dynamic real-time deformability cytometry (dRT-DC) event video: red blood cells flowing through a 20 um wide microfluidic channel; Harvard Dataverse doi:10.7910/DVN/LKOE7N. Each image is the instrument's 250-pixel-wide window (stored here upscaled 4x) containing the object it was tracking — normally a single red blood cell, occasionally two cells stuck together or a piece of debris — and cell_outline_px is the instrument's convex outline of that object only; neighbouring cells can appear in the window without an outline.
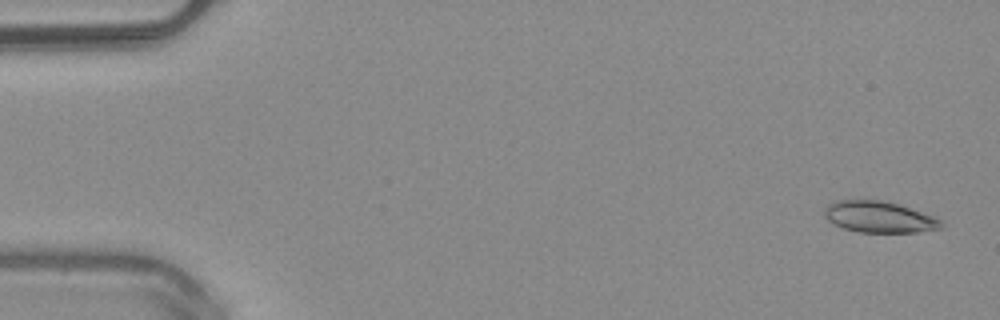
{"species": "common noctule bat (a hibernating species)", "species_latin": "Nyctalus noctula", "temperature_condition": "warm", "stored_images_in_passage": 50, "camera_frame_rate_fps": 3000, "um_per_image_px": 0.085, "animal": {"sex": "male", "body_mass_g": 20.4}, "frame": {"image": 1, "passage_image": 2, "time_ms": 0.333, "image_size_px": [1000, 320], "cell_outline_px": [[944, 228], [916, 232], [860, 232], [844, 228], [828, 220], [824, 216], [824, 208], [832, 200], [880, 200], [900, 204], [932, 216], [940, 220], [944, 224]], "centroid_in_image_um": [74.72, 18.43], "position_along_channel_um": 10.3, "area_um2": 21.27}}
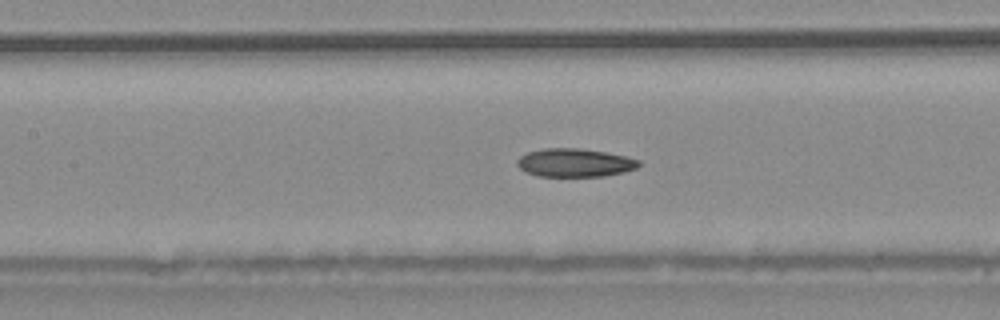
{"frame": {"image": 2, "passage_image": 23, "time_ms": 7.333, "image_size_px": [1000, 320], "cell_outline_px": [[640, 164], [636, 168], [624, 172], [604, 176], [536, 176], [524, 172], [516, 164], [516, 160], [520, 156], [528, 152], [544, 148], [580, 148], [604, 152], [624, 156], [640, 160]], "centroid_in_image_um": [48.81, 13.83], "position_along_channel_um": 158.6, "area_um2": 20.11}}
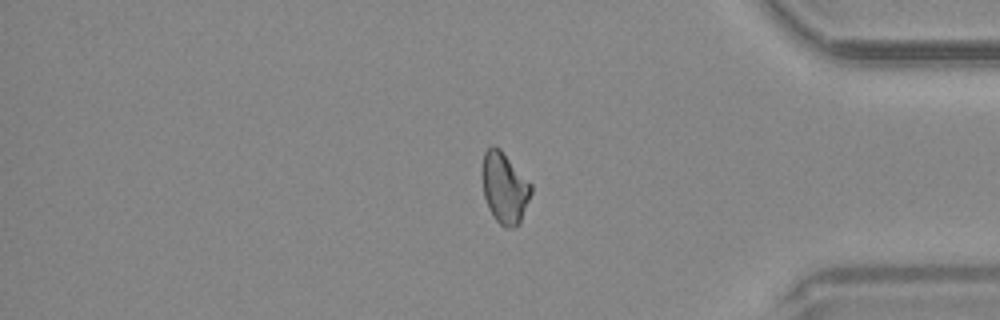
{"frame": {"image": 3, "passage_image": 42, "time_ms": 13.667, "image_size_px": [1000, 320], "cell_outline_px": [[532, 192], [520, 224], [516, 228], [504, 228], [496, 220], [488, 208], [484, 196], [480, 172], [484, 152], [492, 144], [500, 148], [532, 184]], "centroid_in_image_um": [42.87, 15.97], "position_along_channel_um": 392.3, "area_um2": 20.75}, "authors_computed_cell_mechanics": {"area_um2": 20.3745, "velocity_mm_per_s": 4.0555, "shape_relaxation_time_tau1_ms": 6.9995, "shape_relaxation_time_tau2_ms": null, "deformation_change_tau1": 0.1603, "deformation_change_tau2": null}}